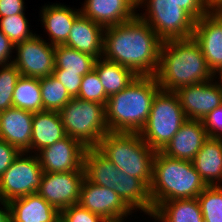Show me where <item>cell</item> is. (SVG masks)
<instances>
[{"label":"cell","instance_id":"cell-1","mask_svg":"<svg viewBox=\"0 0 222 222\" xmlns=\"http://www.w3.org/2000/svg\"><path fill=\"white\" fill-rule=\"evenodd\" d=\"M163 40L138 15L104 28L102 57L131 69L137 76H155Z\"/></svg>","mask_w":222,"mask_h":222},{"label":"cell","instance_id":"cell-2","mask_svg":"<svg viewBox=\"0 0 222 222\" xmlns=\"http://www.w3.org/2000/svg\"><path fill=\"white\" fill-rule=\"evenodd\" d=\"M155 77L161 90L172 92L217 78L210 71L202 50L193 37L162 42Z\"/></svg>","mask_w":222,"mask_h":222},{"label":"cell","instance_id":"cell-3","mask_svg":"<svg viewBox=\"0 0 222 222\" xmlns=\"http://www.w3.org/2000/svg\"><path fill=\"white\" fill-rule=\"evenodd\" d=\"M159 90L155 76H136L125 89L109 97L105 106L109 131L140 133Z\"/></svg>","mask_w":222,"mask_h":222},{"label":"cell","instance_id":"cell-4","mask_svg":"<svg viewBox=\"0 0 222 222\" xmlns=\"http://www.w3.org/2000/svg\"><path fill=\"white\" fill-rule=\"evenodd\" d=\"M206 187L192 161L171 158L156 151L149 187L153 211L165 201L197 198Z\"/></svg>","mask_w":222,"mask_h":222},{"label":"cell","instance_id":"cell-5","mask_svg":"<svg viewBox=\"0 0 222 222\" xmlns=\"http://www.w3.org/2000/svg\"><path fill=\"white\" fill-rule=\"evenodd\" d=\"M96 148L123 173L142 180L150 187L156 151L139 133H106Z\"/></svg>","mask_w":222,"mask_h":222},{"label":"cell","instance_id":"cell-6","mask_svg":"<svg viewBox=\"0 0 222 222\" xmlns=\"http://www.w3.org/2000/svg\"><path fill=\"white\" fill-rule=\"evenodd\" d=\"M187 120L176 93L160 89L139 134L153 150L162 151Z\"/></svg>","mask_w":222,"mask_h":222},{"label":"cell","instance_id":"cell-7","mask_svg":"<svg viewBox=\"0 0 222 222\" xmlns=\"http://www.w3.org/2000/svg\"><path fill=\"white\" fill-rule=\"evenodd\" d=\"M67 136L79 140L85 147H97L101 138L109 133L105 105L72 98L60 111Z\"/></svg>","mask_w":222,"mask_h":222},{"label":"cell","instance_id":"cell-8","mask_svg":"<svg viewBox=\"0 0 222 222\" xmlns=\"http://www.w3.org/2000/svg\"><path fill=\"white\" fill-rule=\"evenodd\" d=\"M146 12L137 13L163 40L193 37L195 20L172 0H139Z\"/></svg>","mask_w":222,"mask_h":222},{"label":"cell","instance_id":"cell-9","mask_svg":"<svg viewBox=\"0 0 222 222\" xmlns=\"http://www.w3.org/2000/svg\"><path fill=\"white\" fill-rule=\"evenodd\" d=\"M43 174L37 154L20 152L0 177V198L9 202L37 193Z\"/></svg>","mask_w":222,"mask_h":222},{"label":"cell","instance_id":"cell-10","mask_svg":"<svg viewBox=\"0 0 222 222\" xmlns=\"http://www.w3.org/2000/svg\"><path fill=\"white\" fill-rule=\"evenodd\" d=\"M17 51L13 64L22 76L43 78L53 74L55 67V46L40 35L15 44Z\"/></svg>","mask_w":222,"mask_h":222},{"label":"cell","instance_id":"cell-11","mask_svg":"<svg viewBox=\"0 0 222 222\" xmlns=\"http://www.w3.org/2000/svg\"><path fill=\"white\" fill-rule=\"evenodd\" d=\"M79 204L108 222H125L134 213L113 189L93 184L86 178L81 184Z\"/></svg>","mask_w":222,"mask_h":222},{"label":"cell","instance_id":"cell-12","mask_svg":"<svg viewBox=\"0 0 222 222\" xmlns=\"http://www.w3.org/2000/svg\"><path fill=\"white\" fill-rule=\"evenodd\" d=\"M85 171L44 172L37 193L59 212L79 203Z\"/></svg>","mask_w":222,"mask_h":222},{"label":"cell","instance_id":"cell-13","mask_svg":"<svg viewBox=\"0 0 222 222\" xmlns=\"http://www.w3.org/2000/svg\"><path fill=\"white\" fill-rule=\"evenodd\" d=\"M181 87L175 93L188 120H203L212 110L222 105V80ZM215 81V82H214Z\"/></svg>","mask_w":222,"mask_h":222},{"label":"cell","instance_id":"cell-14","mask_svg":"<svg viewBox=\"0 0 222 222\" xmlns=\"http://www.w3.org/2000/svg\"><path fill=\"white\" fill-rule=\"evenodd\" d=\"M85 147L79 140L64 137L37 154L43 172L58 173L84 171Z\"/></svg>","mask_w":222,"mask_h":222},{"label":"cell","instance_id":"cell-15","mask_svg":"<svg viewBox=\"0 0 222 222\" xmlns=\"http://www.w3.org/2000/svg\"><path fill=\"white\" fill-rule=\"evenodd\" d=\"M193 39L199 44L210 71L215 77L218 75L220 77L222 75V15L219 12H208L195 21Z\"/></svg>","mask_w":222,"mask_h":222},{"label":"cell","instance_id":"cell-16","mask_svg":"<svg viewBox=\"0 0 222 222\" xmlns=\"http://www.w3.org/2000/svg\"><path fill=\"white\" fill-rule=\"evenodd\" d=\"M139 0H85L81 13L104 28L133 19Z\"/></svg>","mask_w":222,"mask_h":222},{"label":"cell","instance_id":"cell-17","mask_svg":"<svg viewBox=\"0 0 222 222\" xmlns=\"http://www.w3.org/2000/svg\"><path fill=\"white\" fill-rule=\"evenodd\" d=\"M33 112L16 107L0 112V139L30 153Z\"/></svg>","mask_w":222,"mask_h":222},{"label":"cell","instance_id":"cell-18","mask_svg":"<svg viewBox=\"0 0 222 222\" xmlns=\"http://www.w3.org/2000/svg\"><path fill=\"white\" fill-rule=\"evenodd\" d=\"M208 138L202 120H187L161 152L171 158L193 161Z\"/></svg>","mask_w":222,"mask_h":222},{"label":"cell","instance_id":"cell-19","mask_svg":"<svg viewBox=\"0 0 222 222\" xmlns=\"http://www.w3.org/2000/svg\"><path fill=\"white\" fill-rule=\"evenodd\" d=\"M104 27L82 13L75 19L65 46L90 54L96 59L103 54Z\"/></svg>","mask_w":222,"mask_h":222},{"label":"cell","instance_id":"cell-20","mask_svg":"<svg viewBox=\"0 0 222 222\" xmlns=\"http://www.w3.org/2000/svg\"><path fill=\"white\" fill-rule=\"evenodd\" d=\"M11 222H60V212L38 193L8 202Z\"/></svg>","mask_w":222,"mask_h":222},{"label":"cell","instance_id":"cell-21","mask_svg":"<svg viewBox=\"0 0 222 222\" xmlns=\"http://www.w3.org/2000/svg\"><path fill=\"white\" fill-rule=\"evenodd\" d=\"M41 21L44 29L48 33L51 45H64L71 31L72 24L81 14V9L74 10L61 4L43 6Z\"/></svg>","mask_w":222,"mask_h":222},{"label":"cell","instance_id":"cell-22","mask_svg":"<svg viewBox=\"0 0 222 222\" xmlns=\"http://www.w3.org/2000/svg\"><path fill=\"white\" fill-rule=\"evenodd\" d=\"M66 136L59 112L44 110L34 113L30 146L31 153L38 154L43 148L53 145Z\"/></svg>","mask_w":222,"mask_h":222},{"label":"cell","instance_id":"cell-23","mask_svg":"<svg viewBox=\"0 0 222 222\" xmlns=\"http://www.w3.org/2000/svg\"><path fill=\"white\" fill-rule=\"evenodd\" d=\"M192 162L207 186H220L222 182V139L209 137Z\"/></svg>","mask_w":222,"mask_h":222},{"label":"cell","instance_id":"cell-24","mask_svg":"<svg viewBox=\"0 0 222 222\" xmlns=\"http://www.w3.org/2000/svg\"><path fill=\"white\" fill-rule=\"evenodd\" d=\"M115 183L113 190L132 211L138 209L146 215H152L153 205L149 187L142 180L120 171Z\"/></svg>","mask_w":222,"mask_h":222},{"label":"cell","instance_id":"cell-25","mask_svg":"<svg viewBox=\"0 0 222 222\" xmlns=\"http://www.w3.org/2000/svg\"><path fill=\"white\" fill-rule=\"evenodd\" d=\"M150 217L158 222H204L197 198L162 202Z\"/></svg>","mask_w":222,"mask_h":222},{"label":"cell","instance_id":"cell-26","mask_svg":"<svg viewBox=\"0 0 222 222\" xmlns=\"http://www.w3.org/2000/svg\"><path fill=\"white\" fill-rule=\"evenodd\" d=\"M85 178L93 184L113 189L119 170L96 147L87 148L84 154Z\"/></svg>","mask_w":222,"mask_h":222},{"label":"cell","instance_id":"cell-27","mask_svg":"<svg viewBox=\"0 0 222 222\" xmlns=\"http://www.w3.org/2000/svg\"><path fill=\"white\" fill-rule=\"evenodd\" d=\"M94 69L97 71L107 98L125 89L137 76L131 69L103 57L96 59Z\"/></svg>","mask_w":222,"mask_h":222},{"label":"cell","instance_id":"cell-28","mask_svg":"<svg viewBox=\"0 0 222 222\" xmlns=\"http://www.w3.org/2000/svg\"><path fill=\"white\" fill-rule=\"evenodd\" d=\"M96 58L65 45L55 46V67L53 72H71L85 76L94 69Z\"/></svg>","mask_w":222,"mask_h":222},{"label":"cell","instance_id":"cell-29","mask_svg":"<svg viewBox=\"0 0 222 222\" xmlns=\"http://www.w3.org/2000/svg\"><path fill=\"white\" fill-rule=\"evenodd\" d=\"M13 107L30 112L43 111L38 78L20 76L13 92Z\"/></svg>","mask_w":222,"mask_h":222},{"label":"cell","instance_id":"cell-30","mask_svg":"<svg viewBox=\"0 0 222 222\" xmlns=\"http://www.w3.org/2000/svg\"><path fill=\"white\" fill-rule=\"evenodd\" d=\"M43 111L59 112L72 97L64 85L53 75L39 79Z\"/></svg>","mask_w":222,"mask_h":222},{"label":"cell","instance_id":"cell-31","mask_svg":"<svg viewBox=\"0 0 222 222\" xmlns=\"http://www.w3.org/2000/svg\"><path fill=\"white\" fill-rule=\"evenodd\" d=\"M204 222H222V186H207L197 197Z\"/></svg>","mask_w":222,"mask_h":222},{"label":"cell","instance_id":"cell-32","mask_svg":"<svg viewBox=\"0 0 222 222\" xmlns=\"http://www.w3.org/2000/svg\"><path fill=\"white\" fill-rule=\"evenodd\" d=\"M24 14L25 13L0 17V30L14 45L30 39L35 35V33L33 34L30 31L28 20Z\"/></svg>","mask_w":222,"mask_h":222},{"label":"cell","instance_id":"cell-33","mask_svg":"<svg viewBox=\"0 0 222 222\" xmlns=\"http://www.w3.org/2000/svg\"><path fill=\"white\" fill-rule=\"evenodd\" d=\"M0 67V112H2L13 107V92L21 74L13 63Z\"/></svg>","mask_w":222,"mask_h":222},{"label":"cell","instance_id":"cell-34","mask_svg":"<svg viewBox=\"0 0 222 222\" xmlns=\"http://www.w3.org/2000/svg\"><path fill=\"white\" fill-rule=\"evenodd\" d=\"M81 100L101 103L106 106L108 98L99 80L97 71L92 69L81 81L78 97Z\"/></svg>","mask_w":222,"mask_h":222},{"label":"cell","instance_id":"cell-35","mask_svg":"<svg viewBox=\"0 0 222 222\" xmlns=\"http://www.w3.org/2000/svg\"><path fill=\"white\" fill-rule=\"evenodd\" d=\"M60 222H108L101 216L82 207L79 203L60 212Z\"/></svg>","mask_w":222,"mask_h":222},{"label":"cell","instance_id":"cell-36","mask_svg":"<svg viewBox=\"0 0 222 222\" xmlns=\"http://www.w3.org/2000/svg\"><path fill=\"white\" fill-rule=\"evenodd\" d=\"M202 122L208 137L222 139V105L206 115Z\"/></svg>","mask_w":222,"mask_h":222},{"label":"cell","instance_id":"cell-37","mask_svg":"<svg viewBox=\"0 0 222 222\" xmlns=\"http://www.w3.org/2000/svg\"><path fill=\"white\" fill-rule=\"evenodd\" d=\"M52 75L64 85L72 98L78 97L83 76L71 72H53Z\"/></svg>","mask_w":222,"mask_h":222},{"label":"cell","instance_id":"cell-38","mask_svg":"<svg viewBox=\"0 0 222 222\" xmlns=\"http://www.w3.org/2000/svg\"><path fill=\"white\" fill-rule=\"evenodd\" d=\"M19 153L20 151L16 147L0 139V177L10 167Z\"/></svg>","mask_w":222,"mask_h":222},{"label":"cell","instance_id":"cell-39","mask_svg":"<svg viewBox=\"0 0 222 222\" xmlns=\"http://www.w3.org/2000/svg\"><path fill=\"white\" fill-rule=\"evenodd\" d=\"M182 9H184L195 21L207 14L204 0H172Z\"/></svg>","mask_w":222,"mask_h":222},{"label":"cell","instance_id":"cell-40","mask_svg":"<svg viewBox=\"0 0 222 222\" xmlns=\"http://www.w3.org/2000/svg\"><path fill=\"white\" fill-rule=\"evenodd\" d=\"M24 9V0H0V17L25 13Z\"/></svg>","mask_w":222,"mask_h":222},{"label":"cell","instance_id":"cell-41","mask_svg":"<svg viewBox=\"0 0 222 222\" xmlns=\"http://www.w3.org/2000/svg\"><path fill=\"white\" fill-rule=\"evenodd\" d=\"M14 50H15V45L0 30V66L8 65L13 62V60H11L12 58L11 55L14 52Z\"/></svg>","mask_w":222,"mask_h":222},{"label":"cell","instance_id":"cell-42","mask_svg":"<svg viewBox=\"0 0 222 222\" xmlns=\"http://www.w3.org/2000/svg\"><path fill=\"white\" fill-rule=\"evenodd\" d=\"M0 204L3 205V208L0 207V222H11V209L9 203L0 198Z\"/></svg>","mask_w":222,"mask_h":222},{"label":"cell","instance_id":"cell-43","mask_svg":"<svg viewBox=\"0 0 222 222\" xmlns=\"http://www.w3.org/2000/svg\"><path fill=\"white\" fill-rule=\"evenodd\" d=\"M204 3L209 12H218L222 9V0H204Z\"/></svg>","mask_w":222,"mask_h":222}]
</instances>
